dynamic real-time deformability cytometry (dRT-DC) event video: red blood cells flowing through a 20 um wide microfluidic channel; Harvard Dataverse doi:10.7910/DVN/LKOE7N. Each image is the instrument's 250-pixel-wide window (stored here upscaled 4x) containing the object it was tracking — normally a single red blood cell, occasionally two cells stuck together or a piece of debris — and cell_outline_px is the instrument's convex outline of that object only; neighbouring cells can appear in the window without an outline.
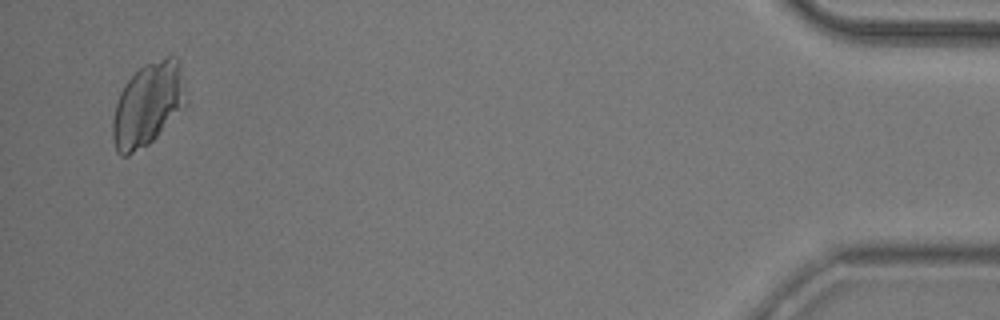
{"species": "common noctule bat (a hibernating species)", "species_latin": "Nyctalus noctula", "temperature_condition": "room temperature", "stored_images_in_passage": 53, "camera_frame_rate_fps": 3000, "um_per_image_px": 0.085, "animal": {"sex": "male", "body_mass_g": 20.5, "forearm_length_mm": 52.5}, "frame": {"image": 1, "passage_image": 51, "time_ms": 16.667, "image_size_px": [1000, 320], "cell_outline_px": [[180, 72], [176, 108], [156, 136], [148, 144], [128, 156], [120, 156], [116, 152], [112, 136], [112, 120], [116, 104], [120, 92], [124, 84], [144, 64], [168, 56], [176, 56], [180, 60]], "centroid_in_image_um": [12.37, 8.9], "position_along_channel_um": 422.8, "area_um2": 33.0}}